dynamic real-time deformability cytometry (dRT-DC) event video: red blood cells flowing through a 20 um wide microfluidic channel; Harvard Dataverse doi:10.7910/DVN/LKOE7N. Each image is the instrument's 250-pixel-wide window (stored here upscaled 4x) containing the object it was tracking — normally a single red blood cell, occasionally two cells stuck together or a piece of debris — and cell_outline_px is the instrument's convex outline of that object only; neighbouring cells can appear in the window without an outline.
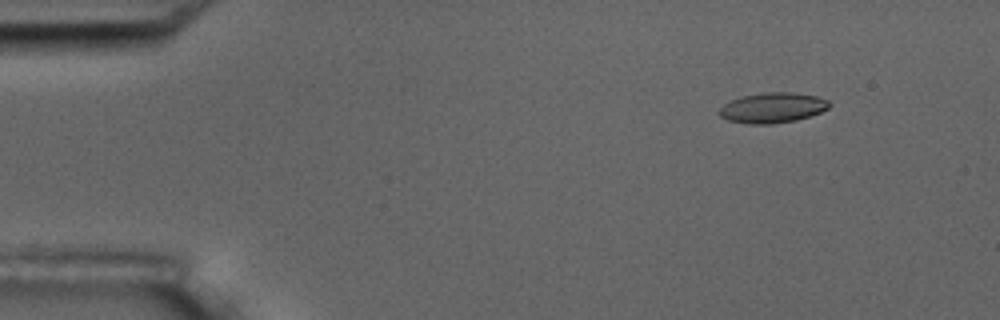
{"species": "common noctule bat (a hibernating species)", "species_latin": "Nyctalus noctula", "temperature_condition": "room temperature", "stored_images_in_passage": 4, "camera_frame_rate_fps": 3000, "um_per_image_px": 0.085, "animal": {"sex": "male", "body_mass_g": 17.5, "forearm_length_mm": 52.3}, "frame": {"image": 1, "passage_image": 2, "time_ms": 1.0, "image_size_px": [1000, 320], "cell_outline_px": [[832, 104], [828, 108], [812, 116], [796, 120], [772, 124], [748, 124], [728, 120], [720, 116], [716, 112], [724, 104], [740, 96], [764, 92], [792, 92], [816, 96], [828, 100]], "centroid_in_image_um": [65.66, 9.16], "position_along_channel_um": 19.3, "area_um2": 19.59}}
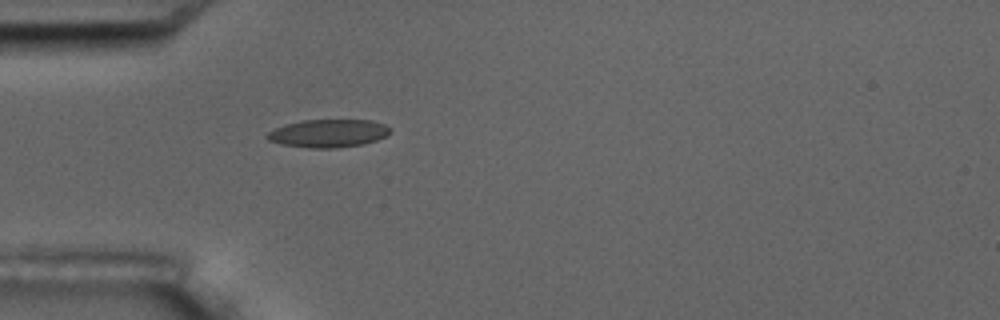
{"frame": {"image": 2, "passage_image": 4, "time_ms": 4.333, "image_size_px": [1000, 320], "cell_outline_px": [[392, 132], [376, 140], [364, 144], [336, 148], [312, 148], [280, 144], [268, 140], [264, 136], [268, 132], [284, 124], [300, 120], [372, 120], [384, 124], [392, 128]], "centroid_in_image_um": [27.9, 11.33], "position_along_channel_um": 57.1, "area_um2": 20.23}}